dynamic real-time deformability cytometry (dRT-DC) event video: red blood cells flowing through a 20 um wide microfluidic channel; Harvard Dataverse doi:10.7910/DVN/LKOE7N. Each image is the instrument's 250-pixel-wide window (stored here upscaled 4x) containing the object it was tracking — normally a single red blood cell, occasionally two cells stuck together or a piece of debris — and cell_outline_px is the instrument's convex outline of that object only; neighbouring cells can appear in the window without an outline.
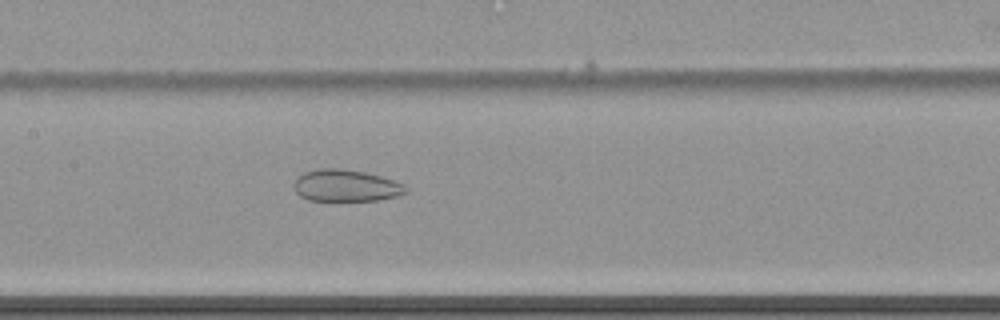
{"species": "common noctule bat (a hibernating species)", "species_latin": "Nyctalus noctula", "temperature_condition": "cold", "stored_images_in_passage": 62, "camera_frame_rate_fps": 3000, "um_per_image_px": 0.085, "animal": {"sex": "female", "body_mass_g": 22.7, "forearm_length_mm": 54.2}, "frame": {"image": 1, "passage_image": 33, "time_ms": 10.667, "image_size_px": [1000, 320], "cell_outline_px": [[408, 192], [396, 196], [376, 200], [308, 200], [300, 196], [292, 188], [292, 184], [304, 172], [320, 168], [340, 168], [364, 172], [380, 176], [404, 184], [408, 188]], "centroid_in_image_um": [29.38, 15.77], "position_along_channel_um": 178.0, "area_um2": 20.69}}
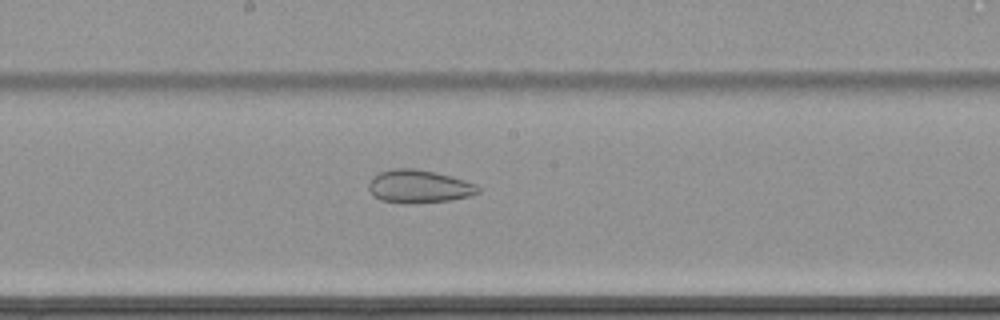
{"frame": {"image": 2, "passage_image": 36, "time_ms": 11.667, "image_size_px": [1000, 320], "cell_outline_px": [[480, 192], [468, 196], [448, 200], [404, 204], [380, 200], [372, 196], [368, 188], [368, 184], [372, 176], [380, 172], [392, 168], [412, 168], [436, 172], [452, 176], [476, 184], [480, 188]], "centroid_in_image_um": [35.56, 15.84], "position_along_channel_um": 212.6, "area_um2": 21.21}}
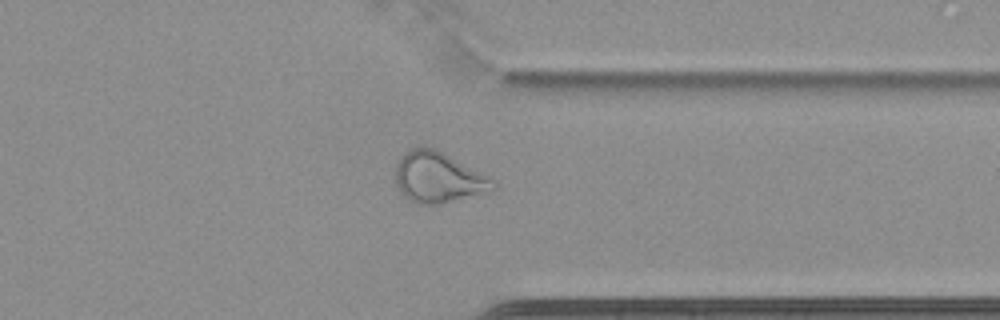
{"frame": {"image": 3, "passage_image": 50, "time_ms": 16.333, "image_size_px": [1000, 320], "cell_outline_px": [[496, 188], [440, 204], [416, 204], [408, 200], [400, 192], [392, 176], [396, 164], [400, 156], [412, 148], [436, 148], [496, 180]], "centroid_in_image_um": [37.18, 15.08], "position_along_channel_um": 374.2, "area_um2": 28.84}}